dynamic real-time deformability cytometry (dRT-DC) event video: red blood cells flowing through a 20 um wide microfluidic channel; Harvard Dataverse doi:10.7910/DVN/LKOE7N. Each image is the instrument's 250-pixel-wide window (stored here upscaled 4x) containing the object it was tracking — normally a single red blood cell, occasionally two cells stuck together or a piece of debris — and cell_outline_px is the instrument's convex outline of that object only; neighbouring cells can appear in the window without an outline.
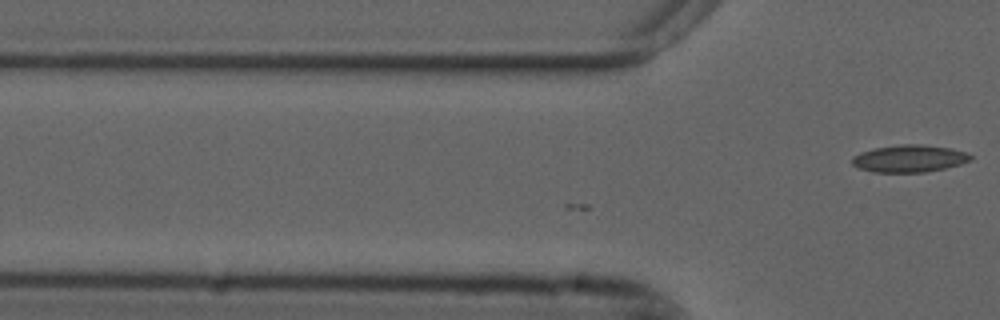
{"species": "common noctule bat (a hibernating species)", "species_latin": "Nyctalus noctula", "temperature_condition": "cold", "stored_images_in_passage": 2, "camera_frame_rate_fps": 3000, "um_per_image_px": 0.085, "animal": {"sex": "male", "forearm_length_mm": 52.5}, "frame": {"image": 1, "passage_image": 2, "time_ms": 0.333, "image_size_px": [1000, 320], "cell_outline_px": [[972, 160], [960, 164], [928, 172], [872, 172], [860, 168], [852, 164], [852, 156], [860, 152], [876, 148], [900, 144], [920, 144], [952, 148], [968, 152], [972, 156]], "centroid_in_image_um": [77.32, 13.47], "position_along_channel_um": 48.5, "area_um2": 18.9}}